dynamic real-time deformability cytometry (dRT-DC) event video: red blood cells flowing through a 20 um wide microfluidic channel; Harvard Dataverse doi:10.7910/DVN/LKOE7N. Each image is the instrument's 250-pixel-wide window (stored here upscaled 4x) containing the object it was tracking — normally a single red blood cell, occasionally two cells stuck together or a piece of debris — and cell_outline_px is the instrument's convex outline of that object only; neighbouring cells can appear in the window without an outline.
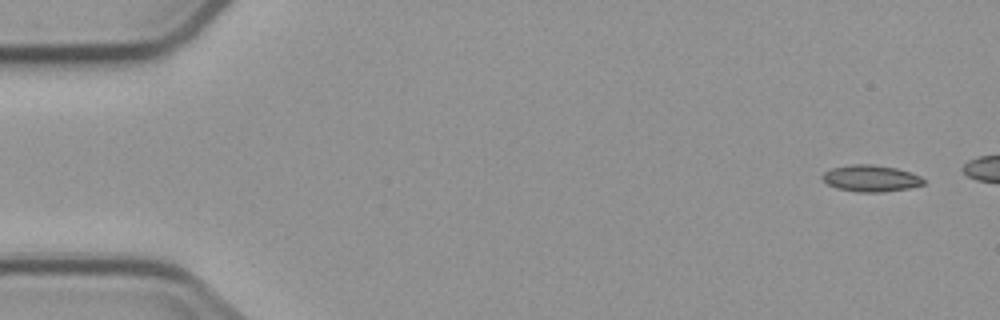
{"species": "common noctule bat (a hibernating species)", "species_latin": "Nyctalus noctula", "temperature_condition": "cold", "stored_images_in_passage": 6, "camera_frame_rate_fps": 3000, "um_per_image_px": 0.085, "animal": {"sex": "male", "body_mass_g": 23.1, "forearm_length_mm": 52.7}, "frame": {"image": 1, "passage_image": 1, "time_ms": 0.0, "image_size_px": [1000, 320], "cell_outline_px": [[924, 184], [908, 188], [880, 192], [856, 192], [836, 188], [828, 184], [820, 176], [824, 172], [832, 168], [852, 164], [872, 164], [896, 168], [920, 176], [924, 180]], "centroid_in_image_um": [73.98, 15.16], "position_along_channel_um": 11.0, "area_um2": 15.55}}